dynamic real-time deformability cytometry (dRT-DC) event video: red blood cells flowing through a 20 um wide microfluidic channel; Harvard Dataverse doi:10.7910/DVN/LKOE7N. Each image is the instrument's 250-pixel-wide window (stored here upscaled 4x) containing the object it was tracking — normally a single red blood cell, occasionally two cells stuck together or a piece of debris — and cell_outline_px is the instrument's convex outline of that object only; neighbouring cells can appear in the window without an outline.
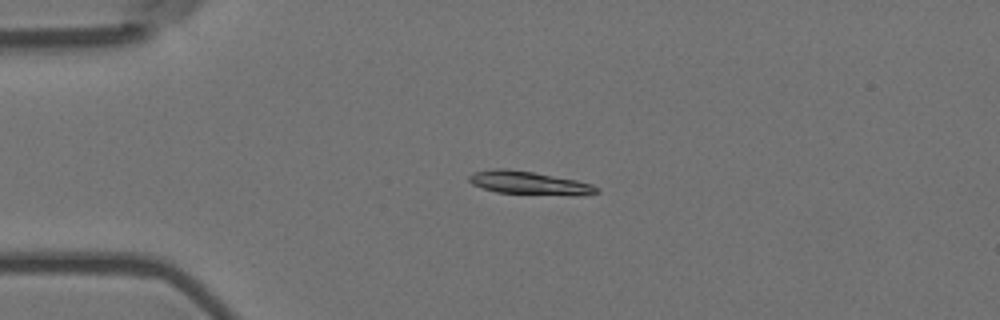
{"species": "Egyptian fruit bat (a non-hibernating species)", "species_latin": "Rousettus aegyptiacus", "temperature_condition": "room temperature", "stored_images_in_passage": 5, "camera_frame_rate_fps": 3000, "um_per_image_px": 0.085, "animal": {"sex": "female"}, "frame": {"image": 1, "passage_image": 4, "time_ms": 1.0, "image_size_px": [1000, 320], "cell_outline_px": [[600, 192], [496, 192], [472, 184], [468, 180], [468, 176], [472, 172], [496, 168], [508, 168], [532, 172], [576, 180], [592, 184], [600, 188]], "centroid_in_image_um": [44.76, 15.47], "position_along_channel_um": 40.2, "area_um2": 15.84}}